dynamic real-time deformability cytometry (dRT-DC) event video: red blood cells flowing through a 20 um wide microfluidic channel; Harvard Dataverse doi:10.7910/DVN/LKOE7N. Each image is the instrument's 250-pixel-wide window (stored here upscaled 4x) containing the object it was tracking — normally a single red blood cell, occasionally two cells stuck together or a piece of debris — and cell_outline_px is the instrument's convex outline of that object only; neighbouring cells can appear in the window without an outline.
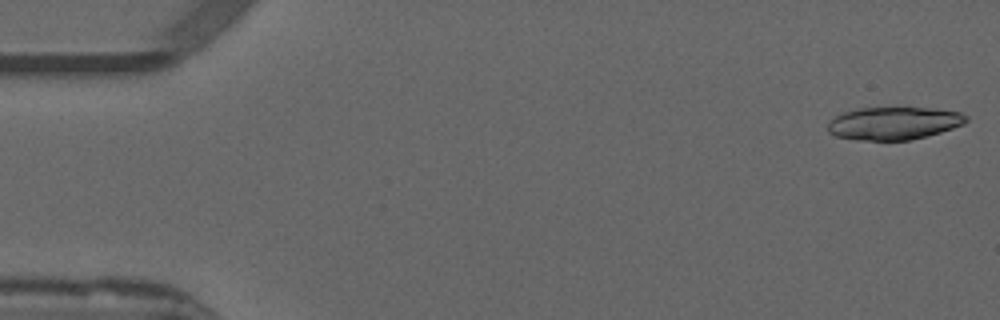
{"species": "common noctule bat (a hibernating species)", "species_latin": "Nyctalus noctula", "temperature_condition": "warm", "stored_images_in_passage": 51, "camera_frame_rate_fps": 3000, "um_per_image_px": 0.085, "animal": {"sex": "male", "forearm_length_mm": 52.5}, "frame": {"image": 1, "passage_image": 1, "time_ms": 0.0, "image_size_px": [1000, 320], "cell_outline_px": [[968, 120], [964, 124], [940, 132], [908, 140], [856, 140], [836, 136], [828, 132], [828, 120], [844, 112], [860, 108], [936, 108], [960, 112], [968, 116]], "centroid_in_image_um": [75.97, 10.47], "position_along_channel_um": 9.0, "area_um2": 26.36}}
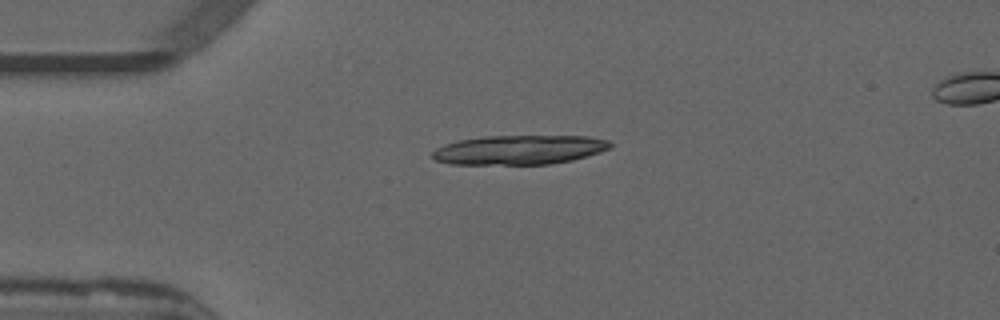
{"frame": {"image": 2, "passage_image": 12, "time_ms": 3.667, "image_size_px": [1000, 320], "cell_outline_px": [[612, 148], [600, 152], [572, 160], [552, 164], [452, 164], [436, 160], [432, 156], [432, 152], [436, 148], [444, 144], [460, 140], [484, 136], [588, 136], [608, 140], [612, 144]], "centroid_in_image_um": [44.16, 12.73], "position_along_channel_um": 40.8, "area_um2": 30.4}}
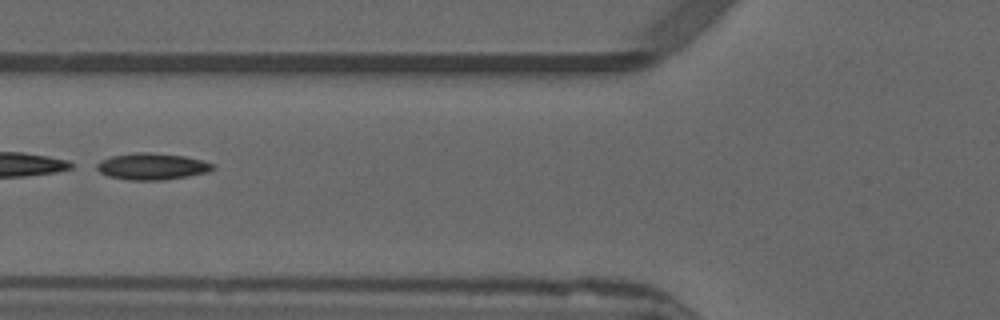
{"frame": {"image": 3, "passage_image": 20, "time_ms": 6.333, "image_size_px": [1000, 320], "cell_outline_px": [[216, 168], [208, 172], [188, 176], [164, 180], [128, 180], [108, 176], [100, 172], [96, 168], [96, 164], [100, 160], [112, 156], [136, 152], [148, 152], [184, 156], [216, 164]], "centroid_in_image_um": [12.93, 14.15], "position_along_channel_um": 112.9, "area_um2": 18.03}, "authors_computed_cell_mechanics": {"area_um2": 28.033, "velocity_mm_per_s": 3.8667, "shape_relaxation_time_tau1_ms": 0.3893, "shape_relaxation_time_tau2_ms": 3.7433, "deformation_change_tau1": 0.2828, "deformation_change_tau2": 0.1012}}